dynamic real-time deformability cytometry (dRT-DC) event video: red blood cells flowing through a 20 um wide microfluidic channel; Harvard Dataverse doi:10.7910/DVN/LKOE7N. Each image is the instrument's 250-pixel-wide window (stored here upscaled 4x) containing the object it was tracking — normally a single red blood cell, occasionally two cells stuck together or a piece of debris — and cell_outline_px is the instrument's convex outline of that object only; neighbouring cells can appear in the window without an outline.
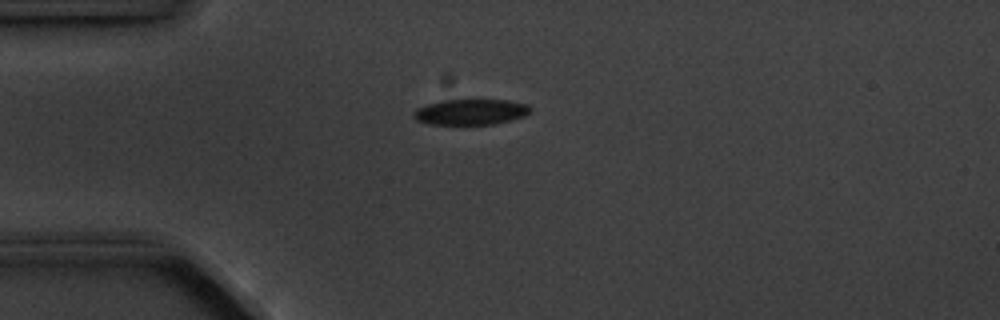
{"species": "common noctule bat (a hibernating species)", "species_latin": "Nyctalus noctula", "temperature_condition": "cold", "stored_images_in_passage": 12, "camera_frame_rate_fps": 3000, "um_per_image_px": 0.085, "animal": {"sex": "male", "body_mass_g": 20.1, "forearm_length_mm": 53.5}, "frame": {"image": 1, "passage_image": 1, "time_ms": 0.0, "image_size_px": [1000, 320], "cell_outline_px": [[532, 112], [524, 116], [492, 124], [428, 124], [416, 120], [412, 116], [412, 112], [416, 108], [428, 104], [444, 100], [508, 100], [528, 104], [532, 108]], "centroid_in_image_um": [40.0, 9.51], "position_along_channel_um": 45.0, "area_um2": 17.46}}
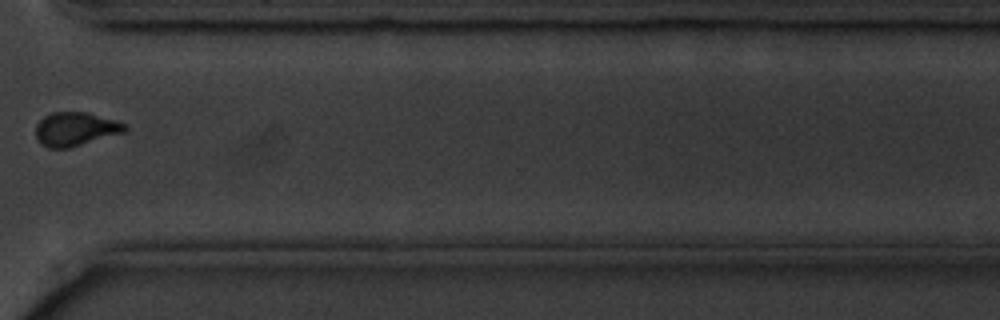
{"frame": {"image": 2, "passage_image": 9, "time_ms": 9.333, "image_size_px": [1000, 320], "cell_outline_px": [[128, 128], [124, 132], [68, 148], [48, 148], [40, 144], [36, 140], [36, 124], [44, 116], [52, 112], [88, 112], [116, 120], [124, 124]], "centroid_in_image_um": [6.38, 10.96], "position_along_channel_um": 364.2, "area_um2": 17.51}}
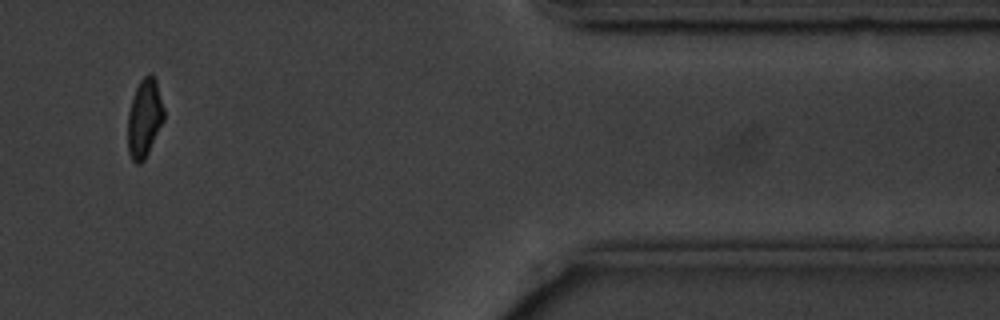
{"frame": {"image": 3, "passage_image": 10, "time_ms": 11.333, "image_size_px": [1000, 320], "cell_outline_px": [[164, 120], [144, 160], [140, 164], [136, 164], [132, 160], [128, 152], [128, 112], [132, 96], [140, 80], [148, 72], [152, 72], [156, 80], [164, 108]], "centroid_in_image_um": [12.27, 10.01], "position_along_channel_um": 399.1, "area_um2": 16.65}, "authors_computed_cell_mechanics": {"area_um2": 17.3978, "velocity_mm_per_s": 3.5766, "shape_relaxation_time_tau1_ms": 1.0431, "shape_relaxation_time_tau2_ms": null, "deformation_change_tau1": 0.0786, "deformation_change_tau2": null}}